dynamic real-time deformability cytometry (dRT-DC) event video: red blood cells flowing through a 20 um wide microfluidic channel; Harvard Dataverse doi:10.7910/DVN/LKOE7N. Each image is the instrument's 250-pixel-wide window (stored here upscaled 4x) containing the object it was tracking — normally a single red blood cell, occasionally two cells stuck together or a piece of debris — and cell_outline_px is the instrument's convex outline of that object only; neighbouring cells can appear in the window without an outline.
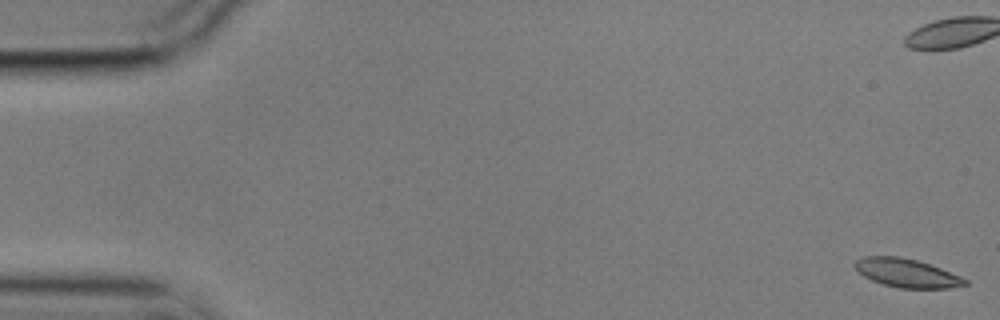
{"species": "common noctule bat (a hibernating species)", "species_latin": "Nyctalus noctula", "temperature_condition": "cold", "stored_images_in_passage": 1, "camera_frame_rate_fps": 3000, "um_per_image_px": 0.085, "animal": {"sex": "male", "body_mass_g": 17.9}, "frame": {"image": 1, "passage_image": 1, "time_ms": 0.0, "image_size_px": [1000, 320], "cell_outline_px": [[968, 284], [948, 288], [900, 288], [884, 284], [872, 280], [864, 276], [852, 264], [856, 260], [864, 256], [900, 256], [916, 260], [940, 268], [960, 276], [968, 280]], "centroid_in_image_um": [77.06, 23.2], "position_along_channel_um": 7.9, "area_um2": 18.15}}